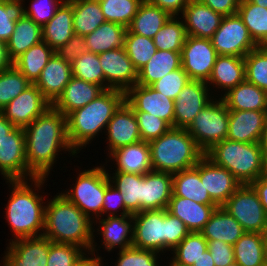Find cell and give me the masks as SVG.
<instances>
[{
    "mask_svg": "<svg viewBox=\"0 0 267 266\" xmlns=\"http://www.w3.org/2000/svg\"><path fill=\"white\" fill-rule=\"evenodd\" d=\"M28 180L49 178L59 152L77 155L67 136V117L52 106L24 128ZM67 151V152H66Z\"/></svg>",
    "mask_w": 267,
    "mask_h": 266,
    "instance_id": "6da1fadb",
    "label": "cell"
},
{
    "mask_svg": "<svg viewBox=\"0 0 267 266\" xmlns=\"http://www.w3.org/2000/svg\"><path fill=\"white\" fill-rule=\"evenodd\" d=\"M46 180V178H33L5 181L9 183L8 187H11L12 191L9 192L10 197L5 207V220L10 225L11 233H14L13 239H9V242L43 236L46 196L39 193L43 192L42 187L45 186Z\"/></svg>",
    "mask_w": 267,
    "mask_h": 266,
    "instance_id": "7a4b0ae2",
    "label": "cell"
},
{
    "mask_svg": "<svg viewBox=\"0 0 267 266\" xmlns=\"http://www.w3.org/2000/svg\"><path fill=\"white\" fill-rule=\"evenodd\" d=\"M93 224L61 192L46 202L43 236L53 243L72 244L89 254L94 240Z\"/></svg>",
    "mask_w": 267,
    "mask_h": 266,
    "instance_id": "3957f363",
    "label": "cell"
},
{
    "mask_svg": "<svg viewBox=\"0 0 267 266\" xmlns=\"http://www.w3.org/2000/svg\"><path fill=\"white\" fill-rule=\"evenodd\" d=\"M124 101L125 92L107 89L92 102L67 116L68 140L77 154L96 136L98 138L103 130L105 133L107 124Z\"/></svg>",
    "mask_w": 267,
    "mask_h": 266,
    "instance_id": "277c9868",
    "label": "cell"
},
{
    "mask_svg": "<svg viewBox=\"0 0 267 266\" xmlns=\"http://www.w3.org/2000/svg\"><path fill=\"white\" fill-rule=\"evenodd\" d=\"M153 171L176 173L194 167L204 156L184 128L171 127L159 138L148 142Z\"/></svg>",
    "mask_w": 267,
    "mask_h": 266,
    "instance_id": "5b68a950",
    "label": "cell"
},
{
    "mask_svg": "<svg viewBox=\"0 0 267 266\" xmlns=\"http://www.w3.org/2000/svg\"><path fill=\"white\" fill-rule=\"evenodd\" d=\"M204 155L226 168L242 184H251L265 175V158L259 143L225 139L214 144Z\"/></svg>",
    "mask_w": 267,
    "mask_h": 266,
    "instance_id": "8992f818",
    "label": "cell"
},
{
    "mask_svg": "<svg viewBox=\"0 0 267 266\" xmlns=\"http://www.w3.org/2000/svg\"><path fill=\"white\" fill-rule=\"evenodd\" d=\"M106 164L92 169L79 170L76 182L61 194L75 204L93 222L102 218V205L105 189L108 187ZM93 216V217H92Z\"/></svg>",
    "mask_w": 267,
    "mask_h": 266,
    "instance_id": "52a82bcc",
    "label": "cell"
},
{
    "mask_svg": "<svg viewBox=\"0 0 267 266\" xmlns=\"http://www.w3.org/2000/svg\"><path fill=\"white\" fill-rule=\"evenodd\" d=\"M228 127L229 110L219 97L203 108L186 130L205 153L214 144L227 139Z\"/></svg>",
    "mask_w": 267,
    "mask_h": 266,
    "instance_id": "ba28073f",
    "label": "cell"
},
{
    "mask_svg": "<svg viewBox=\"0 0 267 266\" xmlns=\"http://www.w3.org/2000/svg\"><path fill=\"white\" fill-rule=\"evenodd\" d=\"M245 232L267 233V214L250 184L241 185L222 205Z\"/></svg>",
    "mask_w": 267,
    "mask_h": 266,
    "instance_id": "9c48e42d",
    "label": "cell"
},
{
    "mask_svg": "<svg viewBox=\"0 0 267 266\" xmlns=\"http://www.w3.org/2000/svg\"><path fill=\"white\" fill-rule=\"evenodd\" d=\"M211 42L218 55H232L242 58L258 47L238 13L223 17L220 27L211 38Z\"/></svg>",
    "mask_w": 267,
    "mask_h": 266,
    "instance_id": "30bf717a",
    "label": "cell"
},
{
    "mask_svg": "<svg viewBox=\"0 0 267 266\" xmlns=\"http://www.w3.org/2000/svg\"><path fill=\"white\" fill-rule=\"evenodd\" d=\"M133 217L132 247L152 250L157 253L166 251V209L141 211Z\"/></svg>",
    "mask_w": 267,
    "mask_h": 266,
    "instance_id": "8fae6325",
    "label": "cell"
},
{
    "mask_svg": "<svg viewBox=\"0 0 267 266\" xmlns=\"http://www.w3.org/2000/svg\"><path fill=\"white\" fill-rule=\"evenodd\" d=\"M95 225H97L99 228L97 227L96 230L95 229L93 230L94 231L93 233L96 234L94 235L93 244L89 254L94 255L100 259L101 256L98 253V250L101 249L100 246H102V248L105 249L106 252H112L113 249L115 248H119V251H122L132 247L133 243L132 215L107 216V218L105 219L104 217L97 218L94 221V228ZM98 234L102 237L100 240L102 243L99 246L95 241L97 240L95 236ZM95 252L98 254H96Z\"/></svg>",
    "mask_w": 267,
    "mask_h": 266,
    "instance_id": "7c38bea8",
    "label": "cell"
},
{
    "mask_svg": "<svg viewBox=\"0 0 267 266\" xmlns=\"http://www.w3.org/2000/svg\"><path fill=\"white\" fill-rule=\"evenodd\" d=\"M217 56L211 39L187 36L181 50L182 68L191 80L207 82Z\"/></svg>",
    "mask_w": 267,
    "mask_h": 266,
    "instance_id": "4fadbf2b",
    "label": "cell"
},
{
    "mask_svg": "<svg viewBox=\"0 0 267 266\" xmlns=\"http://www.w3.org/2000/svg\"><path fill=\"white\" fill-rule=\"evenodd\" d=\"M0 173L6 181L28 180L23 128L15 127L0 141Z\"/></svg>",
    "mask_w": 267,
    "mask_h": 266,
    "instance_id": "5bb4252c",
    "label": "cell"
},
{
    "mask_svg": "<svg viewBox=\"0 0 267 266\" xmlns=\"http://www.w3.org/2000/svg\"><path fill=\"white\" fill-rule=\"evenodd\" d=\"M204 81L190 80L178 94L174 107V127L186 129L215 97Z\"/></svg>",
    "mask_w": 267,
    "mask_h": 266,
    "instance_id": "9a60e30c",
    "label": "cell"
},
{
    "mask_svg": "<svg viewBox=\"0 0 267 266\" xmlns=\"http://www.w3.org/2000/svg\"><path fill=\"white\" fill-rule=\"evenodd\" d=\"M98 57L104 72L106 90L117 89L126 92L137 83L138 71L125 47L102 52Z\"/></svg>",
    "mask_w": 267,
    "mask_h": 266,
    "instance_id": "2e32d148",
    "label": "cell"
},
{
    "mask_svg": "<svg viewBox=\"0 0 267 266\" xmlns=\"http://www.w3.org/2000/svg\"><path fill=\"white\" fill-rule=\"evenodd\" d=\"M50 107L51 103L32 84L0 112L15 127L24 129Z\"/></svg>",
    "mask_w": 267,
    "mask_h": 266,
    "instance_id": "e0dca14e",
    "label": "cell"
},
{
    "mask_svg": "<svg viewBox=\"0 0 267 266\" xmlns=\"http://www.w3.org/2000/svg\"><path fill=\"white\" fill-rule=\"evenodd\" d=\"M125 102L134 112H147L174 127V100L150 86L135 84L125 92Z\"/></svg>",
    "mask_w": 267,
    "mask_h": 266,
    "instance_id": "ac0fdd59",
    "label": "cell"
},
{
    "mask_svg": "<svg viewBox=\"0 0 267 266\" xmlns=\"http://www.w3.org/2000/svg\"><path fill=\"white\" fill-rule=\"evenodd\" d=\"M6 248L1 266H47L49 239L44 236L17 239Z\"/></svg>",
    "mask_w": 267,
    "mask_h": 266,
    "instance_id": "d6986e66",
    "label": "cell"
},
{
    "mask_svg": "<svg viewBox=\"0 0 267 266\" xmlns=\"http://www.w3.org/2000/svg\"><path fill=\"white\" fill-rule=\"evenodd\" d=\"M105 133L107 156L118 148L142 140L134 111L125 101L115 111Z\"/></svg>",
    "mask_w": 267,
    "mask_h": 266,
    "instance_id": "ffe728a7",
    "label": "cell"
},
{
    "mask_svg": "<svg viewBox=\"0 0 267 266\" xmlns=\"http://www.w3.org/2000/svg\"><path fill=\"white\" fill-rule=\"evenodd\" d=\"M199 175L211 199L219 207L242 185L231 172L214 164L205 155L199 160Z\"/></svg>",
    "mask_w": 267,
    "mask_h": 266,
    "instance_id": "44dd1931",
    "label": "cell"
},
{
    "mask_svg": "<svg viewBox=\"0 0 267 266\" xmlns=\"http://www.w3.org/2000/svg\"><path fill=\"white\" fill-rule=\"evenodd\" d=\"M180 17L184 22L187 36L211 39L224 16L200 0H190Z\"/></svg>",
    "mask_w": 267,
    "mask_h": 266,
    "instance_id": "7402d4cb",
    "label": "cell"
},
{
    "mask_svg": "<svg viewBox=\"0 0 267 266\" xmlns=\"http://www.w3.org/2000/svg\"><path fill=\"white\" fill-rule=\"evenodd\" d=\"M172 193L171 173L152 170L144 174L141 211L167 209Z\"/></svg>",
    "mask_w": 267,
    "mask_h": 266,
    "instance_id": "603a6c76",
    "label": "cell"
},
{
    "mask_svg": "<svg viewBox=\"0 0 267 266\" xmlns=\"http://www.w3.org/2000/svg\"><path fill=\"white\" fill-rule=\"evenodd\" d=\"M103 91L104 89L98 84L89 83L72 76L63 92L51 106L67 117L71 112L92 102Z\"/></svg>",
    "mask_w": 267,
    "mask_h": 266,
    "instance_id": "cb8c5ba5",
    "label": "cell"
},
{
    "mask_svg": "<svg viewBox=\"0 0 267 266\" xmlns=\"http://www.w3.org/2000/svg\"><path fill=\"white\" fill-rule=\"evenodd\" d=\"M71 77V64L54 53L34 84L52 104L63 92Z\"/></svg>",
    "mask_w": 267,
    "mask_h": 266,
    "instance_id": "d4e9b609",
    "label": "cell"
},
{
    "mask_svg": "<svg viewBox=\"0 0 267 266\" xmlns=\"http://www.w3.org/2000/svg\"><path fill=\"white\" fill-rule=\"evenodd\" d=\"M267 111H229L227 139L259 143Z\"/></svg>",
    "mask_w": 267,
    "mask_h": 266,
    "instance_id": "484cf974",
    "label": "cell"
},
{
    "mask_svg": "<svg viewBox=\"0 0 267 266\" xmlns=\"http://www.w3.org/2000/svg\"><path fill=\"white\" fill-rule=\"evenodd\" d=\"M114 161L115 172L144 175L153 170L149 143L139 141L113 151L107 161Z\"/></svg>",
    "mask_w": 267,
    "mask_h": 266,
    "instance_id": "4316f807",
    "label": "cell"
},
{
    "mask_svg": "<svg viewBox=\"0 0 267 266\" xmlns=\"http://www.w3.org/2000/svg\"><path fill=\"white\" fill-rule=\"evenodd\" d=\"M245 80L244 58L232 55H218L210 78L206 82L210 90L215 87L216 92H223L220 98L230 89ZM211 86V87H210ZM213 86V87H212Z\"/></svg>",
    "mask_w": 267,
    "mask_h": 266,
    "instance_id": "83f0119b",
    "label": "cell"
},
{
    "mask_svg": "<svg viewBox=\"0 0 267 266\" xmlns=\"http://www.w3.org/2000/svg\"><path fill=\"white\" fill-rule=\"evenodd\" d=\"M217 204H201L189 198L171 196L168 212L179 218L190 232H201Z\"/></svg>",
    "mask_w": 267,
    "mask_h": 266,
    "instance_id": "f1b7e54d",
    "label": "cell"
},
{
    "mask_svg": "<svg viewBox=\"0 0 267 266\" xmlns=\"http://www.w3.org/2000/svg\"><path fill=\"white\" fill-rule=\"evenodd\" d=\"M221 99L229 111H267V93L247 80L230 89Z\"/></svg>",
    "mask_w": 267,
    "mask_h": 266,
    "instance_id": "f546056e",
    "label": "cell"
},
{
    "mask_svg": "<svg viewBox=\"0 0 267 266\" xmlns=\"http://www.w3.org/2000/svg\"><path fill=\"white\" fill-rule=\"evenodd\" d=\"M74 34L72 4L64 0L50 21L42 26V39L53 50H56Z\"/></svg>",
    "mask_w": 267,
    "mask_h": 266,
    "instance_id": "4dcf8cb0",
    "label": "cell"
},
{
    "mask_svg": "<svg viewBox=\"0 0 267 266\" xmlns=\"http://www.w3.org/2000/svg\"><path fill=\"white\" fill-rule=\"evenodd\" d=\"M201 233L206 240H221L233 246L245 231L239 222L220 206L213 211Z\"/></svg>",
    "mask_w": 267,
    "mask_h": 266,
    "instance_id": "1f68e13d",
    "label": "cell"
},
{
    "mask_svg": "<svg viewBox=\"0 0 267 266\" xmlns=\"http://www.w3.org/2000/svg\"><path fill=\"white\" fill-rule=\"evenodd\" d=\"M172 196L189 198L201 204H216L200 180L199 161L189 169L172 174Z\"/></svg>",
    "mask_w": 267,
    "mask_h": 266,
    "instance_id": "d6a6232c",
    "label": "cell"
},
{
    "mask_svg": "<svg viewBox=\"0 0 267 266\" xmlns=\"http://www.w3.org/2000/svg\"><path fill=\"white\" fill-rule=\"evenodd\" d=\"M181 67V53L157 50L150 60L138 71L136 84L150 86L167 73Z\"/></svg>",
    "mask_w": 267,
    "mask_h": 266,
    "instance_id": "836d02e7",
    "label": "cell"
},
{
    "mask_svg": "<svg viewBox=\"0 0 267 266\" xmlns=\"http://www.w3.org/2000/svg\"><path fill=\"white\" fill-rule=\"evenodd\" d=\"M42 41V26L24 14L16 21L14 32L6 43L9 56L14 61L31 46Z\"/></svg>",
    "mask_w": 267,
    "mask_h": 266,
    "instance_id": "e575fe53",
    "label": "cell"
},
{
    "mask_svg": "<svg viewBox=\"0 0 267 266\" xmlns=\"http://www.w3.org/2000/svg\"><path fill=\"white\" fill-rule=\"evenodd\" d=\"M127 28L105 21L95 31L84 36L87 51L100 54L124 47Z\"/></svg>",
    "mask_w": 267,
    "mask_h": 266,
    "instance_id": "d590c367",
    "label": "cell"
},
{
    "mask_svg": "<svg viewBox=\"0 0 267 266\" xmlns=\"http://www.w3.org/2000/svg\"><path fill=\"white\" fill-rule=\"evenodd\" d=\"M170 17L168 12L151 4L148 0H143L127 30L130 33L153 39Z\"/></svg>",
    "mask_w": 267,
    "mask_h": 266,
    "instance_id": "8d00e7d4",
    "label": "cell"
},
{
    "mask_svg": "<svg viewBox=\"0 0 267 266\" xmlns=\"http://www.w3.org/2000/svg\"><path fill=\"white\" fill-rule=\"evenodd\" d=\"M68 1L72 4L75 34L86 36L106 21L98 0Z\"/></svg>",
    "mask_w": 267,
    "mask_h": 266,
    "instance_id": "74e56055",
    "label": "cell"
},
{
    "mask_svg": "<svg viewBox=\"0 0 267 266\" xmlns=\"http://www.w3.org/2000/svg\"><path fill=\"white\" fill-rule=\"evenodd\" d=\"M266 234L245 232L233 245L235 262L239 266H265Z\"/></svg>",
    "mask_w": 267,
    "mask_h": 266,
    "instance_id": "f35d334b",
    "label": "cell"
},
{
    "mask_svg": "<svg viewBox=\"0 0 267 266\" xmlns=\"http://www.w3.org/2000/svg\"><path fill=\"white\" fill-rule=\"evenodd\" d=\"M53 54L54 50L42 41L17 57L13 65L34 84Z\"/></svg>",
    "mask_w": 267,
    "mask_h": 266,
    "instance_id": "ab89813d",
    "label": "cell"
},
{
    "mask_svg": "<svg viewBox=\"0 0 267 266\" xmlns=\"http://www.w3.org/2000/svg\"><path fill=\"white\" fill-rule=\"evenodd\" d=\"M109 171L107 170V174L110 183L123 194L125 208L132 215L141 212V192L144 175L125 172L109 173Z\"/></svg>",
    "mask_w": 267,
    "mask_h": 266,
    "instance_id": "60d3db41",
    "label": "cell"
},
{
    "mask_svg": "<svg viewBox=\"0 0 267 266\" xmlns=\"http://www.w3.org/2000/svg\"><path fill=\"white\" fill-rule=\"evenodd\" d=\"M258 46H267V8L240 0L237 11Z\"/></svg>",
    "mask_w": 267,
    "mask_h": 266,
    "instance_id": "b9f144b4",
    "label": "cell"
},
{
    "mask_svg": "<svg viewBox=\"0 0 267 266\" xmlns=\"http://www.w3.org/2000/svg\"><path fill=\"white\" fill-rule=\"evenodd\" d=\"M187 38L186 28L180 16H171L155 34L153 40L157 50L181 53Z\"/></svg>",
    "mask_w": 267,
    "mask_h": 266,
    "instance_id": "7bdbcfd3",
    "label": "cell"
},
{
    "mask_svg": "<svg viewBox=\"0 0 267 266\" xmlns=\"http://www.w3.org/2000/svg\"><path fill=\"white\" fill-rule=\"evenodd\" d=\"M207 248L208 242L201 232H190L170 253L174 261L193 266Z\"/></svg>",
    "mask_w": 267,
    "mask_h": 266,
    "instance_id": "ee69618b",
    "label": "cell"
},
{
    "mask_svg": "<svg viewBox=\"0 0 267 266\" xmlns=\"http://www.w3.org/2000/svg\"><path fill=\"white\" fill-rule=\"evenodd\" d=\"M72 76L89 83L98 84L106 90L104 72L98 54L85 52L71 63Z\"/></svg>",
    "mask_w": 267,
    "mask_h": 266,
    "instance_id": "f6af8a7d",
    "label": "cell"
},
{
    "mask_svg": "<svg viewBox=\"0 0 267 266\" xmlns=\"http://www.w3.org/2000/svg\"><path fill=\"white\" fill-rule=\"evenodd\" d=\"M106 21L125 28L131 24L143 0H98Z\"/></svg>",
    "mask_w": 267,
    "mask_h": 266,
    "instance_id": "bcb514c9",
    "label": "cell"
},
{
    "mask_svg": "<svg viewBox=\"0 0 267 266\" xmlns=\"http://www.w3.org/2000/svg\"><path fill=\"white\" fill-rule=\"evenodd\" d=\"M124 47L137 71H139L157 51L152 38L130 33L128 30L125 35Z\"/></svg>",
    "mask_w": 267,
    "mask_h": 266,
    "instance_id": "7dc6e473",
    "label": "cell"
},
{
    "mask_svg": "<svg viewBox=\"0 0 267 266\" xmlns=\"http://www.w3.org/2000/svg\"><path fill=\"white\" fill-rule=\"evenodd\" d=\"M32 83L13 65L0 71V111Z\"/></svg>",
    "mask_w": 267,
    "mask_h": 266,
    "instance_id": "c3c4849f",
    "label": "cell"
},
{
    "mask_svg": "<svg viewBox=\"0 0 267 266\" xmlns=\"http://www.w3.org/2000/svg\"><path fill=\"white\" fill-rule=\"evenodd\" d=\"M245 80L267 93V46H258L244 57Z\"/></svg>",
    "mask_w": 267,
    "mask_h": 266,
    "instance_id": "681fc988",
    "label": "cell"
},
{
    "mask_svg": "<svg viewBox=\"0 0 267 266\" xmlns=\"http://www.w3.org/2000/svg\"><path fill=\"white\" fill-rule=\"evenodd\" d=\"M25 0H0V40L4 43L14 32L16 21L24 14Z\"/></svg>",
    "mask_w": 267,
    "mask_h": 266,
    "instance_id": "f907efd6",
    "label": "cell"
},
{
    "mask_svg": "<svg viewBox=\"0 0 267 266\" xmlns=\"http://www.w3.org/2000/svg\"><path fill=\"white\" fill-rule=\"evenodd\" d=\"M87 253L72 244L53 243L49 239L47 266H75Z\"/></svg>",
    "mask_w": 267,
    "mask_h": 266,
    "instance_id": "816d5d0a",
    "label": "cell"
},
{
    "mask_svg": "<svg viewBox=\"0 0 267 266\" xmlns=\"http://www.w3.org/2000/svg\"><path fill=\"white\" fill-rule=\"evenodd\" d=\"M190 80L187 73L181 67L167 73L164 77L151 84L150 87L175 101L178 94Z\"/></svg>",
    "mask_w": 267,
    "mask_h": 266,
    "instance_id": "f5cc1de1",
    "label": "cell"
},
{
    "mask_svg": "<svg viewBox=\"0 0 267 266\" xmlns=\"http://www.w3.org/2000/svg\"><path fill=\"white\" fill-rule=\"evenodd\" d=\"M118 252L115 266H161L159 264L161 254L152 250L130 247Z\"/></svg>",
    "mask_w": 267,
    "mask_h": 266,
    "instance_id": "db71d44e",
    "label": "cell"
},
{
    "mask_svg": "<svg viewBox=\"0 0 267 266\" xmlns=\"http://www.w3.org/2000/svg\"><path fill=\"white\" fill-rule=\"evenodd\" d=\"M142 141L149 142L153 139L159 138L171 126L159 117L150 115L147 112H134Z\"/></svg>",
    "mask_w": 267,
    "mask_h": 266,
    "instance_id": "11a10c76",
    "label": "cell"
},
{
    "mask_svg": "<svg viewBox=\"0 0 267 266\" xmlns=\"http://www.w3.org/2000/svg\"><path fill=\"white\" fill-rule=\"evenodd\" d=\"M64 0H31L29 7H24L25 15L40 26L45 25L54 16L57 8Z\"/></svg>",
    "mask_w": 267,
    "mask_h": 266,
    "instance_id": "9f6ffc18",
    "label": "cell"
},
{
    "mask_svg": "<svg viewBox=\"0 0 267 266\" xmlns=\"http://www.w3.org/2000/svg\"><path fill=\"white\" fill-rule=\"evenodd\" d=\"M119 210L121 212H119ZM119 212V213H117ZM117 213V214H116ZM132 215L124 205L123 194L114 187L108 177V187L105 189L102 205V216Z\"/></svg>",
    "mask_w": 267,
    "mask_h": 266,
    "instance_id": "6f0895ef",
    "label": "cell"
},
{
    "mask_svg": "<svg viewBox=\"0 0 267 266\" xmlns=\"http://www.w3.org/2000/svg\"><path fill=\"white\" fill-rule=\"evenodd\" d=\"M190 231L177 217H174L166 209V250L172 251Z\"/></svg>",
    "mask_w": 267,
    "mask_h": 266,
    "instance_id": "680465c9",
    "label": "cell"
},
{
    "mask_svg": "<svg viewBox=\"0 0 267 266\" xmlns=\"http://www.w3.org/2000/svg\"><path fill=\"white\" fill-rule=\"evenodd\" d=\"M85 52H87V47L84 36L77 34H74L64 45L54 50L58 57L70 64Z\"/></svg>",
    "mask_w": 267,
    "mask_h": 266,
    "instance_id": "91938a15",
    "label": "cell"
},
{
    "mask_svg": "<svg viewBox=\"0 0 267 266\" xmlns=\"http://www.w3.org/2000/svg\"><path fill=\"white\" fill-rule=\"evenodd\" d=\"M208 251L211 253L215 266H227L235 262L234 249L221 240H207Z\"/></svg>",
    "mask_w": 267,
    "mask_h": 266,
    "instance_id": "94428289",
    "label": "cell"
},
{
    "mask_svg": "<svg viewBox=\"0 0 267 266\" xmlns=\"http://www.w3.org/2000/svg\"><path fill=\"white\" fill-rule=\"evenodd\" d=\"M204 5L209 6L215 12L223 16L236 14L240 0H200Z\"/></svg>",
    "mask_w": 267,
    "mask_h": 266,
    "instance_id": "6125c7cd",
    "label": "cell"
},
{
    "mask_svg": "<svg viewBox=\"0 0 267 266\" xmlns=\"http://www.w3.org/2000/svg\"><path fill=\"white\" fill-rule=\"evenodd\" d=\"M151 4L168 12L171 16H181L190 0H148Z\"/></svg>",
    "mask_w": 267,
    "mask_h": 266,
    "instance_id": "be15d7a7",
    "label": "cell"
},
{
    "mask_svg": "<svg viewBox=\"0 0 267 266\" xmlns=\"http://www.w3.org/2000/svg\"><path fill=\"white\" fill-rule=\"evenodd\" d=\"M253 189L256 191L260 202L264 207V210L267 214V175L260 176L257 180L253 181L250 184Z\"/></svg>",
    "mask_w": 267,
    "mask_h": 266,
    "instance_id": "e7e4bbea",
    "label": "cell"
},
{
    "mask_svg": "<svg viewBox=\"0 0 267 266\" xmlns=\"http://www.w3.org/2000/svg\"><path fill=\"white\" fill-rule=\"evenodd\" d=\"M13 66V60L8 53L7 44L0 40V71H4Z\"/></svg>",
    "mask_w": 267,
    "mask_h": 266,
    "instance_id": "03108f58",
    "label": "cell"
},
{
    "mask_svg": "<svg viewBox=\"0 0 267 266\" xmlns=\"http://www.w3.org/2000/svg\"><path fill=\"white\" fill-rule=\"evenodd\" d=\"M14 128L15 126L0 112V141L4 139Z\"/></svg>",
    "mask_w": 267,
    "mask_h": 266,
    "instance_id": "003e7915",
    "label": "cell"
},
{
    "mask_svg": "<svg viewBox=\"0 0 267 266\" xmlns=\"http://www.w3.org/2000/svg\"><path fill=\"white\" fill-rule=\"evenodd\" d=\"M193 266H215L211 253L208 249L202 254L197 262Z\"/></svg>",
    "mask_w": 267,
    "mask_h": 266,
    "instance_id": "a7ac6f4b",
    "label": "cell"
},
{
    "mask_svg": "<svg viewBox=\"0 0 267 266\" xmlns=\"http://www.w3.org/2000/svg\"><path fill=\"white\" fill-rule=\"evenodd\" d=\"M259 145L262 149L265 161L267 160V115L264 121V127L262 130L261 138L259 141Z\"/></svg>",
    "mask_w": 267,
    "mask_h": 266,
    "instance_id": "89a4df30",
    "label": "cell"
},
{
    "mask_svg": "<svg viewBox=\"0 0 267 266\" xmlns=\"http://www.w3.org/2000/svg\"><path fill=\"white\" fill-rule=\"evenodd\" d=\"M99 262L100 259L98 257L88 254L75 266H99Z\"/></svg>",
    "mask_w": 267,
    "mask_h": 266,
    "instance_id": "2644e50d",
    "label": "cell"
},
{
    "mask_svg": "<svg viewBox=\"0 0 267 266\" xmlns=\"http://www.w3.org/2000/svg\"><path fill=\"white\" fill-rule=\"evenodd\" d=\"M251 3L267 8V0H249Z\"/></svg>",
    "mask_w": 267,
    "mask_h": 266,
    "instance_id": "8c879c8a",
    "label": "cell"
},
{
    "mask_svg": "<svg viewBox=\"0 0 267 266\" xmlns=\"http://www.w3.org/2000/svg\"><path fill=\"white\" fill-rule=\"evenodd\" d=\"M264 263H265V266H267V233H266V239H265V245H264Z\"/></svg>",
    "mask_w": 267,
    "mask_h": 266,
    "instance_id": "753ad0ef",
    "label": "cell"
},
{
    "mask_svg": "<svg viewBox=\"0 0 267 266\" xmlns=\"http://www.w3.org/2000/svg\"><path fill=\"white\" fill-rule=\"evenodd\" d=\"M168 262H169V263H168L169 266H187V265H182V264H180V263L174 261L172 258L170 259V261L168 260Z\"/></svg>",
    "mask_w": 267,
    "mask_h": 266,
    "instance_id": "34e18365",
    "label": "cell"
},
{
    "mask_svg": "<svg viewBox=\"0 0 267 266\" xmlns=\"http://www.w3.org/2000/svg\"><path fill=\"white\" fill-rule=\"evenodd\" d=\"M104 257H101L100 258V262H99V266H105L104 264V260H103Z\"/></svg>",
    "mask_w": 267,
    "mask_h": 266,
    "instance_id": "11e5206c",
    "label": "cell"
},
{
    "mask_svg": "<svg viewBox=\"0 0 267 266\" xmlns=\"http://www.w3.org/2000/svg\"><path fill=\"white\" fill-rule=\"evenodd\" d=\"M227 266H239V265L236 262H233V263H231V264H229Z\"/></svg>",
    "mask_w": 267,
    "mask_h": 266,
    "instance_id": "2a66077c",
    "label": "cell"
},
{
    "mask_svg": "<svg viewBox=\"0 0 267 266\" xmlns=\"http://www.w3.org/2000/svg\"><path fill=\"white\" fill-rule=\"evenodd\" d=\"M265 172H266V175H267V160L265 161Z\"/></svg>",
    "mask_w": 267,
    "mask_h": 266,
    "instance_id": "b9fcfbb0",
    "label": "cell"
}]
</instances>
